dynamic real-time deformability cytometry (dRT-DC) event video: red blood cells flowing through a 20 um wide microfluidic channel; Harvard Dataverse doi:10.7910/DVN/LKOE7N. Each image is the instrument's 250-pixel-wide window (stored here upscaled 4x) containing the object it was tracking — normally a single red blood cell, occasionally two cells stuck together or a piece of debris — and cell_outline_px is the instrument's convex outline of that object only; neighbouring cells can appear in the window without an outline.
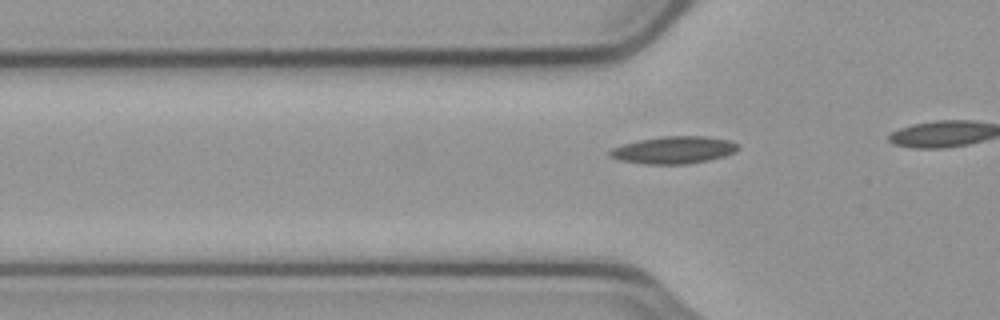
{"species": "common noctule bat (a hibernating species)", "species_latin": "Nyctalus noctula", "temperature_condition": "cold", "stored_images_in_passage": 21, "camera_frame_rate_fps": 3000, "um_per_image_px": 0.085, "animal": {"sex": "male", "body_mass_g": 23.1, "forearm_length_mm": 52.7}, "frame": {"image": 1, "passage_image": 15, "time_ms": 4.667, "image_size_px": [1000, 320], "cell_outline_px": [[740, 148], [736, 152], [724, 156], [708, 160], [688, 164], [644, 164], [620, 160], [612, 156], [608, 152], [612, 148], [624, 144], [640, 140], [664, 136], [704, 136], [732, 140], [740, 144]], "centroid_in_image_um": [57.35, 12.75], "position_along_channel_um": 68.4, "area_um2": 20.4}}
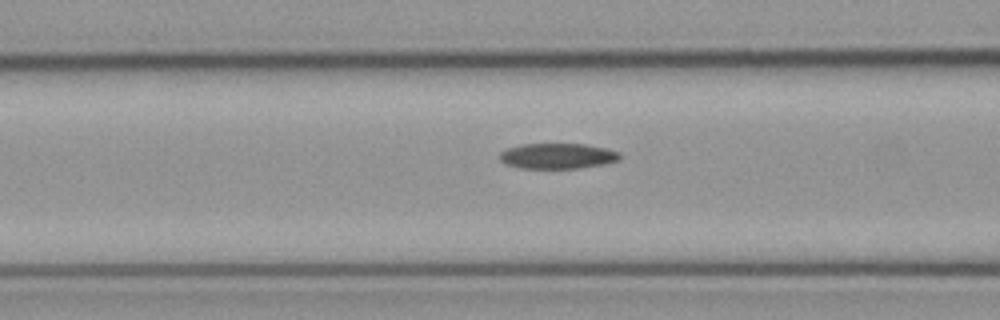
{"frame": {"image": 2, "passage_image": 19, "time_ms": 6.0, "image_size_px": [1000, 320], "cell_outline_px": [[620, 160], [604, 164], [576, 168], [520, 168], [504, 164], [500, 160], [500, 152], [508, 148], [520, 144], [584, 144], [604, 148], [620, 152]], "centroid_in_image_um": [47.37, 13.26], "position_along_channel_um": 119.2, "area_um2": 17.8}}